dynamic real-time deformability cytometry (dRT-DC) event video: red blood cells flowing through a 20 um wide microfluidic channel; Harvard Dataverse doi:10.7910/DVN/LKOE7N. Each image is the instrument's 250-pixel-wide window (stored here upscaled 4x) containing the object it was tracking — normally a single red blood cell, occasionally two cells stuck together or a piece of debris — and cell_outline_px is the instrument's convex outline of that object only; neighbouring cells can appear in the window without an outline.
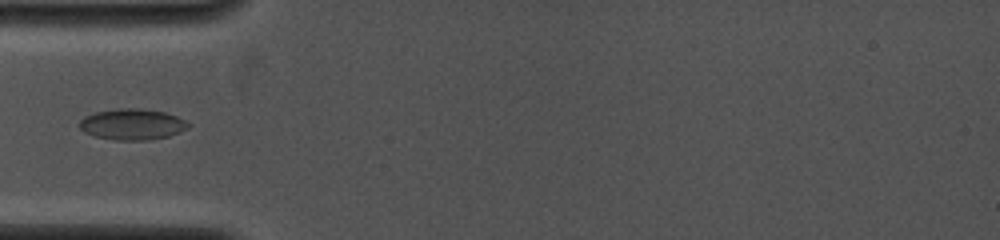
{"species": "common noctule bat (a hibernating species)", "species_latin": "Nyctalus noctula", "temperature_condition": "cold", "stored_images_in_passage": 8, "camera_frame_rate_fps": 4000, "um_per_image_px": 0.085, "animal": {"sex": "female", "body_mass_g": 19.0, "forearm_length_mm": 53.3}, "frame": {"image": 1, "passage_image": 1, "time_ms": 0.0, "image_size_px": [1000, 240], "cell_outline_px": [[192, 124], [188, 128], [168, 136], [148, 140], [116, 140], [96, 136], [84, 132], [80, 128], [80, 120], [84, 116], [96, 112], [116, 108], [140, 108], [164, 112], [176, 116]], "centroid_in_image_um": [11.24, 10.56], "position_along_channel_um": 73.8, "area_um2": 19.59}}
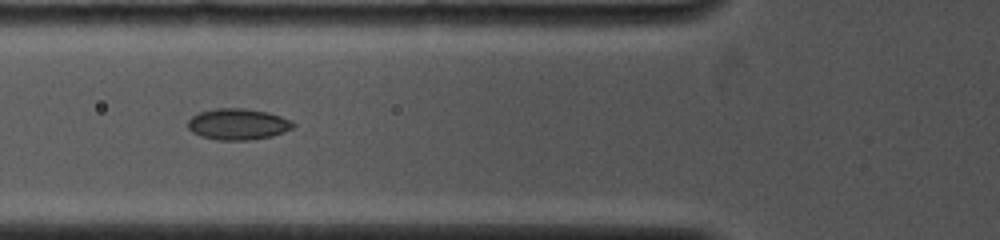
{"frame": {"image": 2, "passage_image": 7, "time_ms": 0.75, "image_size_px": [1000, 240], "cell_outline_px": [[296, 124], [292, 128], [284, 132], [272, 136], [248, 140], [216, 140], [200, 136], [192, 132], [188, 128], [188, 120], [192, 116], [200, 112], [216, 108], [244, 108], [268, 112], [292, 120]], "centroid_in_image_um": [20.23, 10.55], "position_along_channel_um": 105.6, "area_um2": 19.25}}